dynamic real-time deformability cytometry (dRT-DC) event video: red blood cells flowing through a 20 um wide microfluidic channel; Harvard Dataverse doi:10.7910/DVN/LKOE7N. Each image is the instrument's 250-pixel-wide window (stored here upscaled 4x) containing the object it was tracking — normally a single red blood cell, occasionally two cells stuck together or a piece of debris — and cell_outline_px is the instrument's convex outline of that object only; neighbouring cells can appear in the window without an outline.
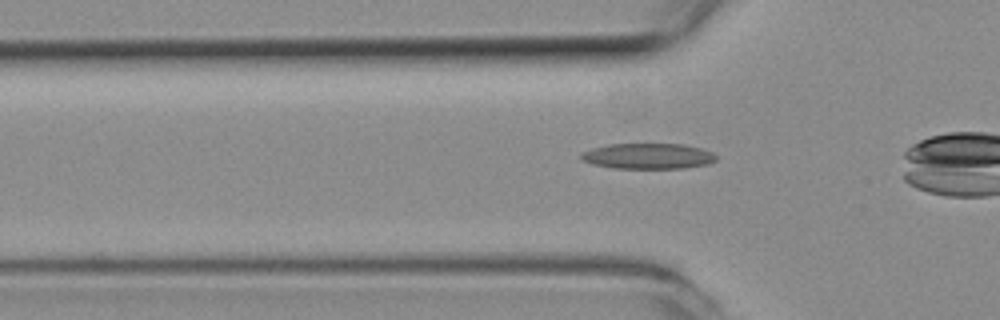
{"species": "common noctule bat (a hibernating species)", "species_latin": "Nyctalus noctula", "temperature_condition": "room temperature", "stored_images_in_passage": 27, "camera_frame_rate_fps": 3000, "um_per_image_px": 0.085, "animal": {"sex": "female", "body_mass_g": 19.3, "forearm_length_mm": 54.1}, "frame": {"image": 1, "passage_image": 3, "time_ms": 0.667, "image_size_px": [1000, 320], "cell_outline_px": [[716, 160], [708, 164], [684, 168], [612, 168], [592, 164], [584, 160], [580, 156], [580, 152], [592, 148], [608, 144], [684, 144], [700, 148], [712, 152], [716, 156]], "centroid_in_image_um": [55.07, 13.27], "position_along_channel_um": 70.7, "area_um2": 20.17}}
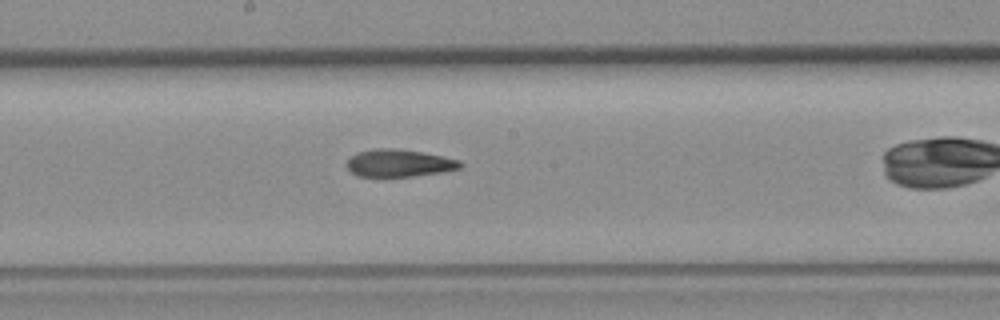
{"frame": {"image": 2, "passage_image": 14, "time_ms": 4.333, "image_size_px": [1000, 320], "cell_outline_px": [[464, 164], [460, 168], [444, 172], [412, 176], [360, 176], [352, 172], [348, 168], [348, 160], [356, 152], [376, 148], [392, 148], [420, 152], [444, 156], [460, 160]], "centroid_in_image_um": [33.97, 13.86], "position_along_channel_um": 214.2, "area_um2": 17.98}}
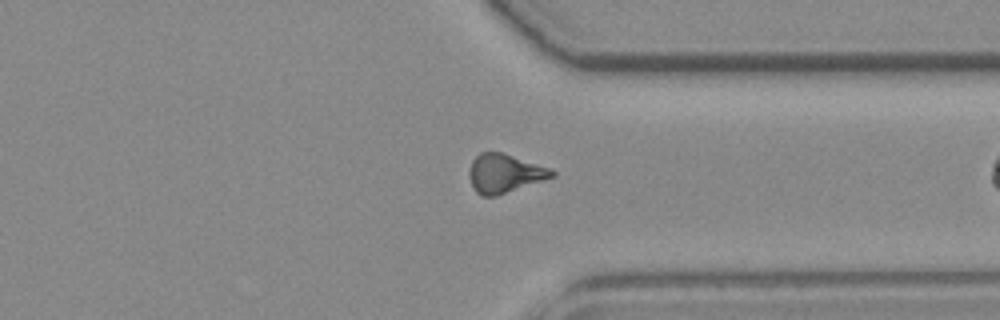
{"frame": {"image": 3, "passage_image": 26, "time_ms": 8.333, "image_size_px": [1000, 320], "cell_outline_px": [[556, 176], [496, 196], [480, 196], [476, 192], [468, 176], [468, 172], [472, 160], [480, 152], [500, 152], [548, 168], [556, 172]], "centroid_in_image_um": [42.85, 14.75], "position_along_channel_um": 368.5, "area_um2": 18.44}}